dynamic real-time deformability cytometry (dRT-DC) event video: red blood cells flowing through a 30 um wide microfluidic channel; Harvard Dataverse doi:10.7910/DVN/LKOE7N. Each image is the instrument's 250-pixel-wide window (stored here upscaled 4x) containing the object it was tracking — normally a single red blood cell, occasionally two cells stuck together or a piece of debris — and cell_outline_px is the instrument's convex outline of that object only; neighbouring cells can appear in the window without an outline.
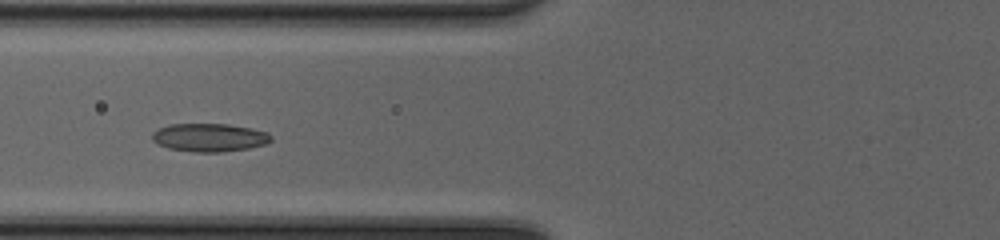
{"species": "common noctule bat (a hibernating species)", "species_latin": "Nyctalus noctula", "temperature_condition": "cold", "stored_images_in_passage": 41, "camera_frame_rate_fps": 3000, "um_per_image_px": 0.085, "animal": {"sex": "female", "body_mass_g": 20.0, "forearm_length_mm": 54.0}, "frame": {"image": 1, "passage_image": 12, "time_ms": 3.667, "image_size_px": [1000, 240], "cell_outline_px": [[272, 140], [264, 144], [248, 148], [224, 152], [196, 152], [168, 148], [152, 140], [152, 132], [168, 124], [228, 124], [252, 128], [268, 132], [272, 136]], "centroid_in_image_um": [17.82, 11.68], "position_along_channel_um": 108.0, "area_um2": 19.54}}
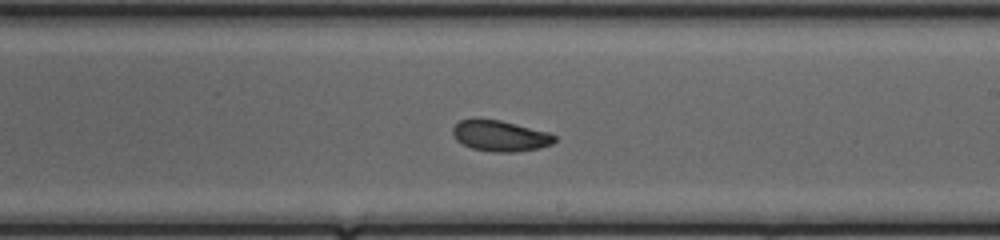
{"frame": {"image": 2, "passage_image": 22, "time_ms": 7.0, "image_size_px": [1000, 240], "cell_outline_px": [[556, 140], [552, 144], [540, 148], [516, 152], [492, 152], [472, 148], [456, 140], [452, 132], [452, 128], [460, 120], [500, 120], [548, 132], [556, 136]], "centroid_in_image_um": [42.54, 11.57], "position_along_channel_um": 246.5, "area_um2": 18.09}}
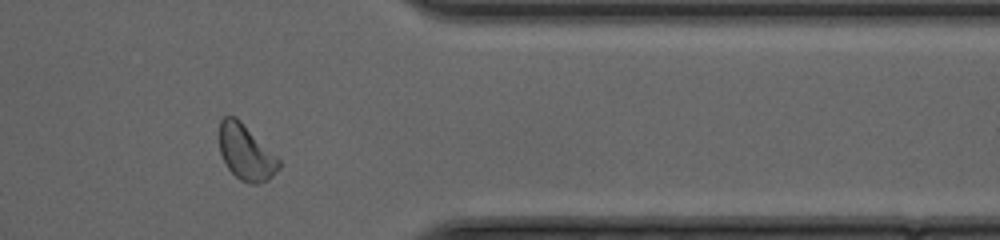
{"frame": {"image": 3, "passage_image": 33, "time_ms": 10.667, "image_size_px": [1000, 240], "cell_outline_px": [[280, 168], [268, 180], [256, 184], [252, 184], [240, 180], [224, 164], [220, 152], [220, 120], [224, 116], [236, 116], [280, 160]], "centroid_in_image_um": [20.89, 12.96], "position_along_channel_um": 390.5, "area_um2": 19.07}, "authors_computed_cell_mechanics": {"area_um2": 18.9584, "velocity_mm_per_s": 4.1533, "shape_relaxation_time_tau1_ms": 3.2268, "shape_relaxation_time_tau2_ms": 2.1302, "deformation_change_tau1": 0.0991, "deformation_change_tau2": 0.0654}}